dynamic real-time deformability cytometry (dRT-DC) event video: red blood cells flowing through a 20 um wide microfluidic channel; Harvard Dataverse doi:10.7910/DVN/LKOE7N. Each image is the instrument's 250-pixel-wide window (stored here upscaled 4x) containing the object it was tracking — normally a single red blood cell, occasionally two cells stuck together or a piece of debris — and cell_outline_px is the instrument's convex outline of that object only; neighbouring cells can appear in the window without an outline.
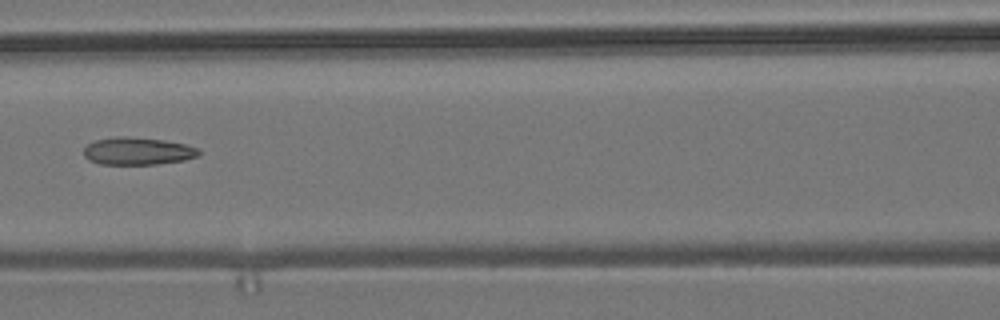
{"species": "common noctule bat (a hibernating species)", "species_latin": "Nyctalus noctula", "temperature_condition": "room temperature", "stored_images_in_passage": 11, "camera_frame_rate_fps": 3000, "um_per_image_px": 0.085, "animal": {"sex": "male", "body_mass_g": 19.2, "forearm_length_mm": 51.8}, "frame": {"image": 1, "passage_image": 7, "time_ms": 2.0, "image_size_px": [1000, 320], "cell_outline_px": [[200, 152], [196, 156], [184, 160], [156, 164], [100, 164], [88, 160], [84, 156], [84, 148], [88, 144], [96, 140], [116, 136], [124, 136], [164, 140], [184, 144], [196, 148]], "centroid_in_image_um": [11.65, 12.84], "position_along_channel_um": 154.9, "area_um2": 18.26}}
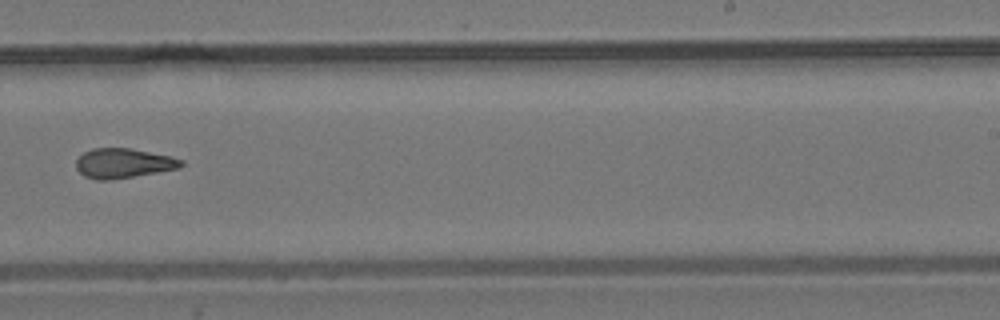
{"frame": {"image": 2, "passage_image": 10, "time_ms": 3.0, "image_size_px": [1000, 320], "cell_outline_px": [[184, 164], [180, 168], [112, 180], [96, 180], [84, 176], [76, 168], [76, 160], [84, 152], [92, 148], [128, 148], [168, 156], [184, 160]], "centroid_in_image_um": [10.46, 13.88], "position_along_channel_um": 278.5, "area_um2": 18.09}}
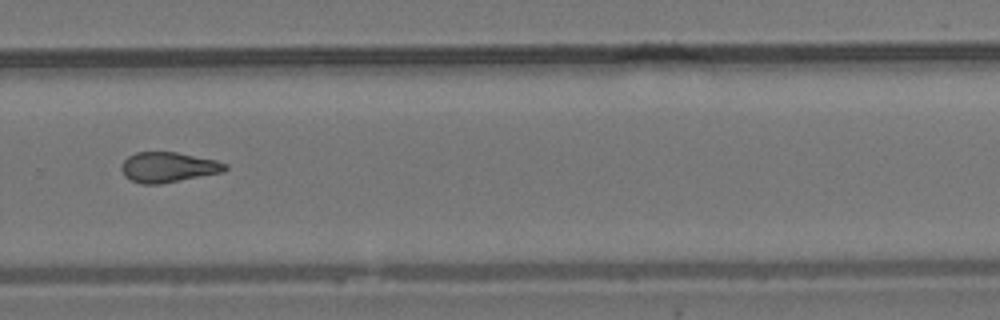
{"frame": {"image": 3, "passage_image": 11, "time_ms": 3.333, "image_size_px": [1000, 320], "cell_outline_px": [[228, 168], [224, 172], [160, 184], [140, 184], [124, 176], [120, 168], [120, 164], [128, 156], [136, 152], [176, 152], [216, 160], [228, 164]], "centroid_in_image_um": [14.29, 14.21], "position_along_channel_um": 315.5, "area_um2": 18.38}}